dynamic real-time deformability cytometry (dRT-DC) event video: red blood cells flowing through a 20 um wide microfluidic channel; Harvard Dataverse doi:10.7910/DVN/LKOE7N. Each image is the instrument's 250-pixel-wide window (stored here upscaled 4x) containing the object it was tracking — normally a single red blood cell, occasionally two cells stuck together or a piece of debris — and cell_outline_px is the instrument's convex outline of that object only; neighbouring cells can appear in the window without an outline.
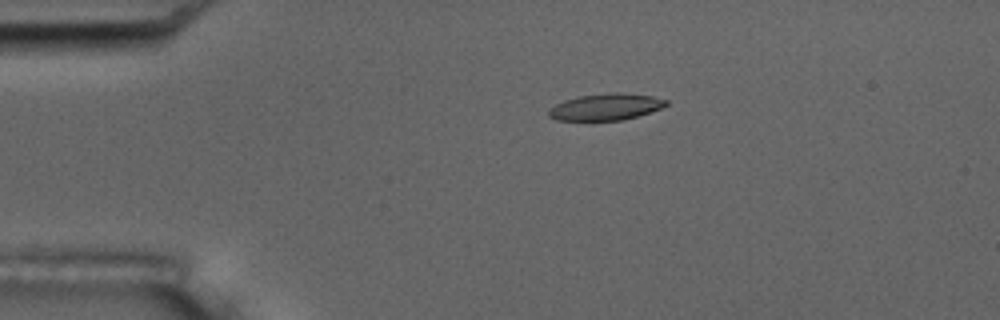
{"species": "common noctule bat (a hibernating species)", "species_latin": "Nyctalus noctula", "temperature_condition": "room temperature", "stored_images_in_passage": 55, "camera_frame_rate_fps": 3000, "um_per_image_px": 0.085, "animal": {"sex": "male", "body_mass_g": 17.5, "forearm_length_mm": 52.3}, "frame": {"image": 1, "passage_image": 12, "time_ms": 3.667, "image_size_px": [1000, 320], "cell_outline_px": [[668, 104], [660, 108], [636, 116], [620, 120], [556, 120], [548, 116], [548, 112], [556, 104], [564, 100], [576, 96], [608, 92], [624, 92], [652, 96], [668, 100]], "centroid_in_image_um": [51.48, 9.06], "position_along_channel_um": 33.5, "area_um2": 18.15}}
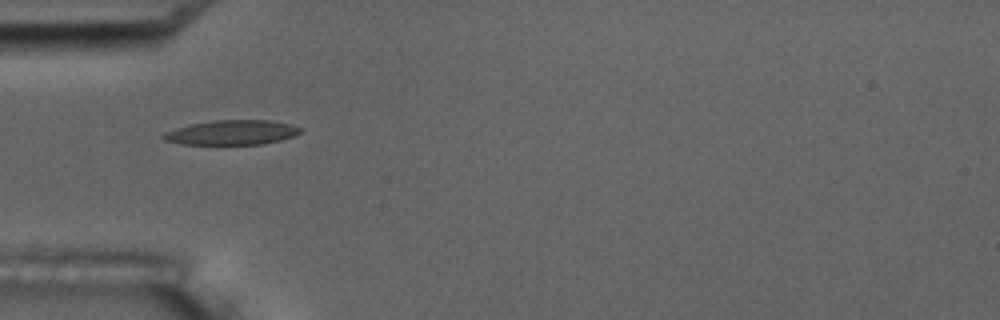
{"frame": {"image": 2, "passage_image": 18, "time_ms": 5.667, "image_size_px": [1000, 320], "cell_outline_px": [[304, 128], [300, 132], [292, 136], [280, 140], [264, 144], [180, 144], [164, 140], [160, 136], [164, 132], [176, 128], [192, 124], [212, 120], [272, 120]], "centroid_in_image_um": [19.69, 11.26], "position_along_channel_um": 65.3, "area_um2": 19.65}}
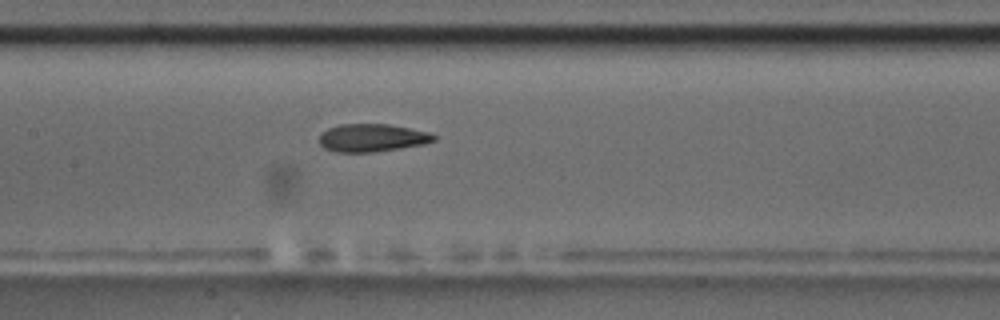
{"frame": {"image": 3, "passage_image": 27, "time_ms": 8.667, "image_size_px": [1000, 320], "cell_outline_px": [[436, 140], [424, 144], [372, 152], [336, 152], [324, 148], [320, 144], [320, 132], [328, 128], [340, 124], [388, 124], [428, 132], [436, 136]], "centroid_in_image_um": [31.59, 11.71], "position_along_channel_um": 175.8, "area_um2": 18.5}, "authors_computed_cell_mechanics": {"area_um2": 18.9006, "velocity_mm_per_s": 3.7035, "shape_relaxation_time_tau1_ms": 9.445, "shape_relaxation_time_tau2_ms": 2.0343, "deformation_change_tau1": 0.2493, "deformation_change_tau2": 0.0949}}